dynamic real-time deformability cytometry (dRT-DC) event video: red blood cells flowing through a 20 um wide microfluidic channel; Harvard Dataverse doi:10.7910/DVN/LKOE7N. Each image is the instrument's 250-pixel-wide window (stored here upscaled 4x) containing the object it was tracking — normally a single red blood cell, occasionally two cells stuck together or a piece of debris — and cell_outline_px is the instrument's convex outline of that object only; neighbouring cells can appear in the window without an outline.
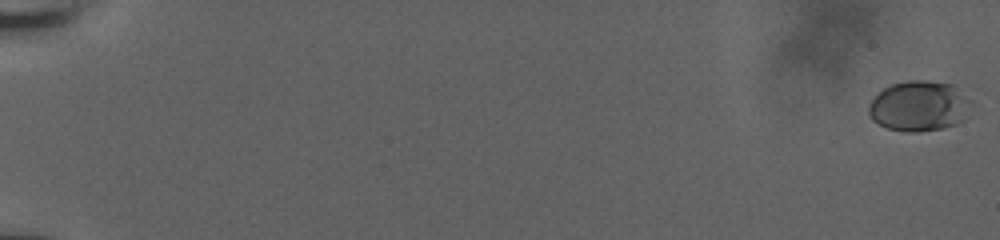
{"species": "human", "species_latin": "Homo sapiens", "temperature_condition": "room temperature", "stored_images_in_passage": 37, "camera_frame_rate_fps": 3000, "um_per_image_px": 0.085, "donor": {"sex": "male"}, "frame": {"image": 1, "passage_image": 1, "time_ms": 0.0, "image_size_px": [1000, 240], "cell_outline_px": [[972, 104], [964, 120], [956, 124], [944, 128], [920, 132], [904, 132], [888, 128], [872, 120], [868, 112], [868, 104], [884, 88], [892, 84], [908, 80], [924, 80], [952, 84], [972, 100]], "centroid_in_image_um": [78.15, 9.02], "position_along_channel_um": 6.9, "area_um2": 30.29}}
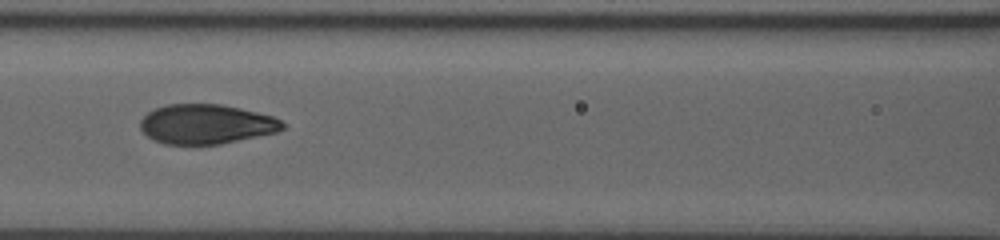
{"frame": {"image": 2, "passage_image": 21, "time_ms": 10.0, "image_size_px": [1000, 240], "cell_outline_px": [[288, 124], [284, 128], [276, 132], [220, 144], [164, 144], [152, 140], [140, 128], [140, 120], [148, 112], [156, 108], [168, 104], [220, 104], [240, 108], [272, 116]], "centroid_in_image_um": [17.52, 10.55], "position_along_channel_um": 149.1, "area_um2": 32.77}}
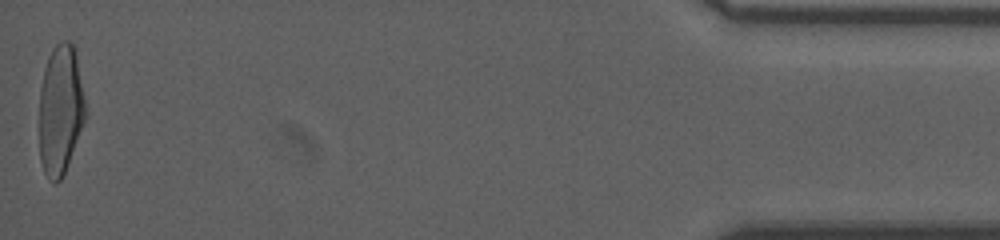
{"frame": {"image": 3, "passage_image": 37, "time_ms": 19.667, "image_size_px": [1000, 240], "cell_outline_px": [[88, 116], [68, 164], [60, 180], [56, 184], [52, 184], [48, 180], [44, 172], [40, 160], [40, 88], [44, 68], [48, 56], [52, 48], [60, 40], [68, 40], [76, 48], [88, 112]], "centroid_in_image_um": [5.18, 9.31], "position_along_channel_um": 430.0, "area_um2": 36.01}, "authors_computed_cell_mechanics": {"area_um2": 33.3506, "velocity_mm_per_s": 3.7752, "shape_relaxation_time_tau1_ms": 4.0163, "shape_relaxation_time_tau2_ms": null, "deformation_change_tau1": 0.1797, "deformation_change_tau2": null}}